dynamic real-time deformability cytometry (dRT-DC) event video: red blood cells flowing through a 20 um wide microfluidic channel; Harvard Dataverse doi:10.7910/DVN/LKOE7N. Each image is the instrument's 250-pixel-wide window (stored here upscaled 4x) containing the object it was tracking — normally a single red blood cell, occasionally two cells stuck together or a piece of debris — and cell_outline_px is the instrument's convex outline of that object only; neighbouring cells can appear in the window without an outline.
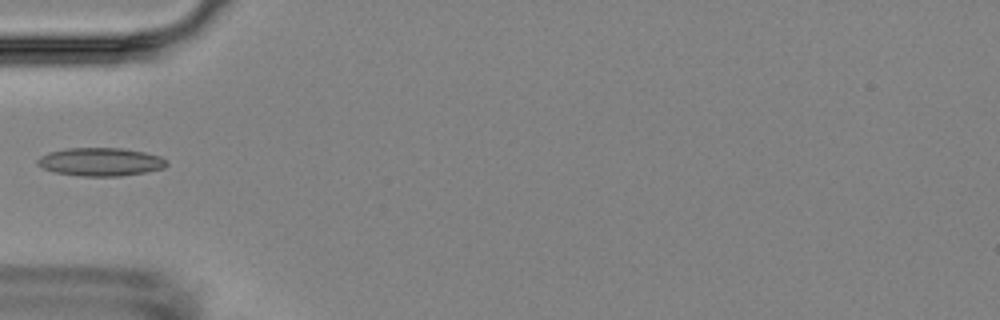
{"species": "Egyptian fruit bat (a non-hibernating species)", "species_latin": "Rousettus aegyptiacus", "temperature_condition": "room temperature", "stored_images_in_passage": 6, "camera_frame_rate_fps": 3000, "um_per_image_px": 0.085, "animal": {"sex": "female"}, "frame": {"image": 1, "passage_image": 5, "time_ms": 5.667, "image_size_px": [1000, 320], "cell_outline_px": [[168, 164], [164, 168], [144, 172], [120, 176], [84, 176], [56, 172], [44, 168], [36, 164], [36, 160], [40, 156], [48, 152], [64, 148], [124, 148], [144, 152], [160, 156], [168, 160]], "centroid_in_image_um": [8.55, 13.74], "position_along_channel_um": 76.4, "area_um2": 21.27}}
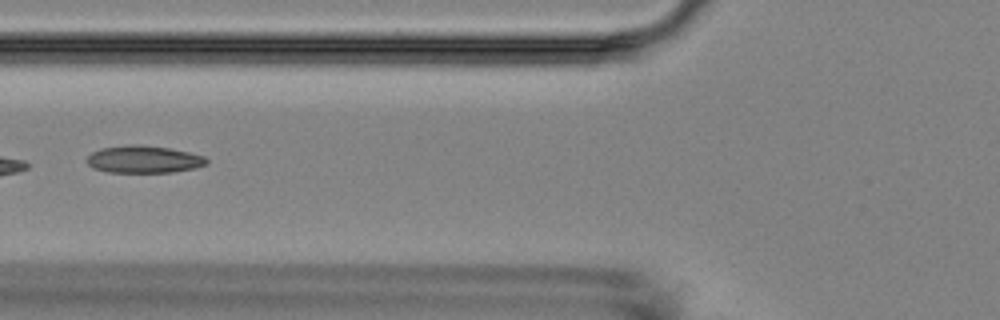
{"frame": {"image": 2, "passage_image": 6, "time_ms": 6.667, "image_size_px": [1000, 320], "cell_outline_px": [[208, 164], [192, 168], [172, 172], [108, 172], [92, 168], [84, 160], [92, 152], [100, 148], [132, 144], [136, 144], [168, 148], [188, 152], [204, 156], [208, 160]], "centroid_in_image_um": [12.17, 13.54], "position_along_channel_um": 113.6, "area_um2": 19.02}}